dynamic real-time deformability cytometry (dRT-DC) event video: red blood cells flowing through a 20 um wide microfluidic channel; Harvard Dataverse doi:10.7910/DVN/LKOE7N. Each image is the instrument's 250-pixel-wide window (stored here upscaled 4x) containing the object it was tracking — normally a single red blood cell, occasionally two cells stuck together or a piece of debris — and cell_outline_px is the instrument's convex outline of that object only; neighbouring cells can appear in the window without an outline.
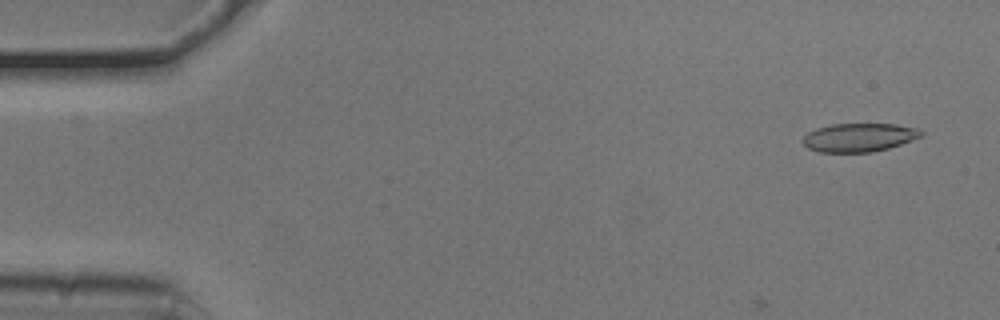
{"species": "common noctule bat (a hibernating species)", "species_latin": "Nyctalus noctula", "temperature_condition": "cold", "stored_images_in_passage": 6, "camera_frame_rate_fps": 3000, "um_per_image_px": 0.085, "animal": {"sex": "male", "body_mass_g": 20.5, "forearm_length_mm": 52.5}, "frame": {"image": 1, "passage_image": 3, "time_ms": 0.667, "image_size_px": [1000, 320], "cell_outline_px": [[924, 132], [920, 136], [912, 140], [888, 148], [872, 152], [820, 152], [808, 148], [804, 144], [804, 136], [808, 132], [816, 128], [832, 124], [896, 124], [920, 128]], "centroid_in_image_um": [73.04, 11.67], "position_along_channel_um": 12.0, "area_um2": 19.59}}